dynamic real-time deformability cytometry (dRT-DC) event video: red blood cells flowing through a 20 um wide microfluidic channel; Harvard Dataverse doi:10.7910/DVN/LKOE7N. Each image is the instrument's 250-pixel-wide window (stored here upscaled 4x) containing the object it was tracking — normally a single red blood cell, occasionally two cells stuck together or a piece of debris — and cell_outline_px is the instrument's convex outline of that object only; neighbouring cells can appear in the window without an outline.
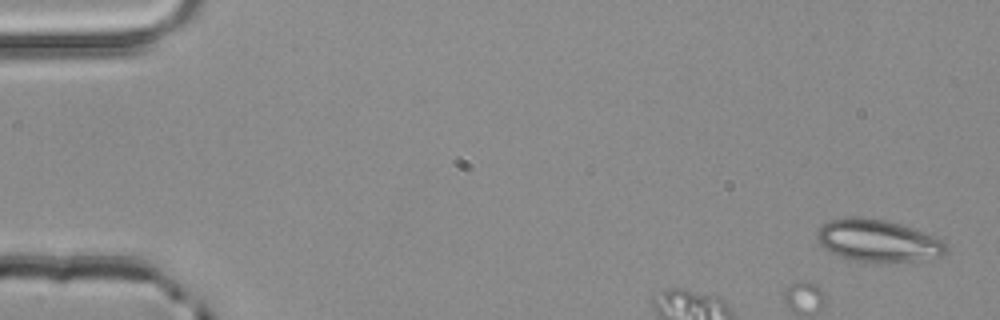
{"species": "common noctule bat (a hibernating species)", "species_latin": "Nyctalus noctula", "temperature_condition": "room temperature", "stored_images_in_passage": 4, "camera_frame_rate_fps": 3000, "um_per_image_px": 0.085, "animal": {"sex": "male", "body_mass_g": 20.4}, "frame": {"image": 1, "passage_image": 1, "time_ms": 0.0, "image_size_px": [1000, 320], "cell_outline_px": [[948, 252], [940, 256], [912, 260], [848, 260], [824, 248], [820, 244], [816, 236], [816, 232], [828, 220], [844, 216], [860, 216], [884, 220], [900, 224], [936, 236], [944, 240], [948, 244]], "centroid_in_image_um": [74.61, 20.41], "position_along_channel_um": 10.4, "area_um2": 31.39}}